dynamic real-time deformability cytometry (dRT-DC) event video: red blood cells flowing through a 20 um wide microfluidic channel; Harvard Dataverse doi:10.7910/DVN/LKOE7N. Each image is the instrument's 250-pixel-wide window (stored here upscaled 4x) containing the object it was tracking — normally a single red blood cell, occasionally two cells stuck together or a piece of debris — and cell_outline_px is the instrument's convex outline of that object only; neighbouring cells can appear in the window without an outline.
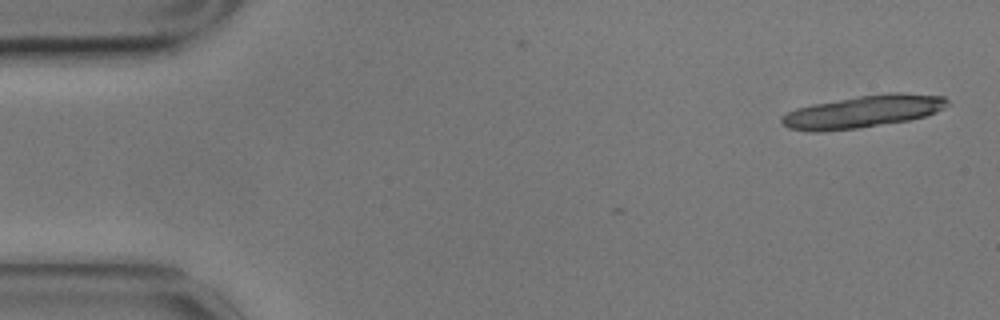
{"species": "common noctule bat (a hibernating species)", "species_latin": "Nyctalus noctula", "temperature_condition": "cold", "stored_images_in_passage": 4, "camera_frame_rate_fps": 3000, "um_per_image_px": 0.085, "animal": {"sex": "male", "body_mass_g": 17.9}, "frame": {"image": 1, "passage_image": 1, "time_ms": 0.0, "image_size_px": [1000, 320], "cell_outline_px": [[948, 104], [944, 108], [936, 112], [924, 116], [908, 120], [856, 128], [824, 132], [808, 132], [788, 128], [780, 124], [780, 116], [796, 108], [812, 104], [860, 96], [888, 92], [900, 92], [944, 96], [948, 100]], "centroid_in_image_um": [73.3, 9.49], "position_along_channel_um": 11.7, "area_um2": 31.33}}